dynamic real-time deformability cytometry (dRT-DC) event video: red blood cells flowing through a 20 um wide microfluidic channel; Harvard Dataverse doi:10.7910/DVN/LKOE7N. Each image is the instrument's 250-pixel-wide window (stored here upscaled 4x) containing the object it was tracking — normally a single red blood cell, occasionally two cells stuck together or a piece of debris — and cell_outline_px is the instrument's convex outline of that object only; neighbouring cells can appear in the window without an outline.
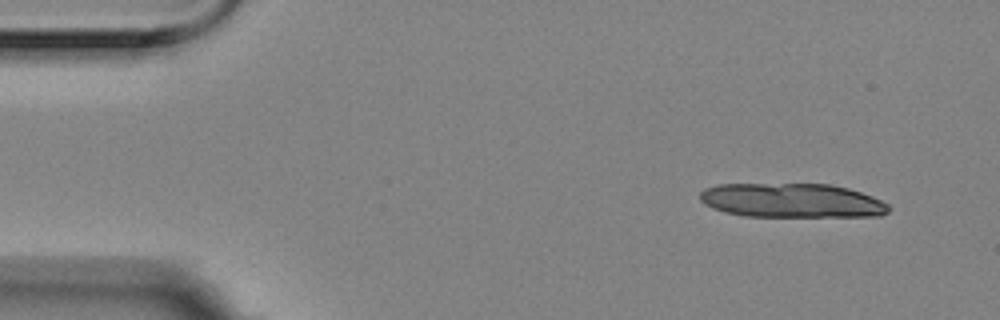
{"species": "Egyptian fruit bat (a non-hibernating species)", "species_latin": "Rousettus aegyptiacus", "temperature_condition": "room temperature", "stored_images_in_passage": 7, "camera_frame_rate_fps": 3000, "um_per_image_px": 0.085, "animal": {"sex": "female"}, "frame": {"image": 1, "passage_image": 1, "time_ms": 0.0, "image_size_px": [1000, 320], "cell_outline_px": [[892, 208], [888, 212], [880, 216], [744, 216], [724, 212], [712, 208], [704, 204], [700, 200], [700, 192], [704, 188], [716, 184], [832, 184], [848, 188], [872, 196], [888, 204]], "centroid_in_image_um": [67.29, 17.04], "position_along_channel_um": 17.7, "area_um2": 37.86}}
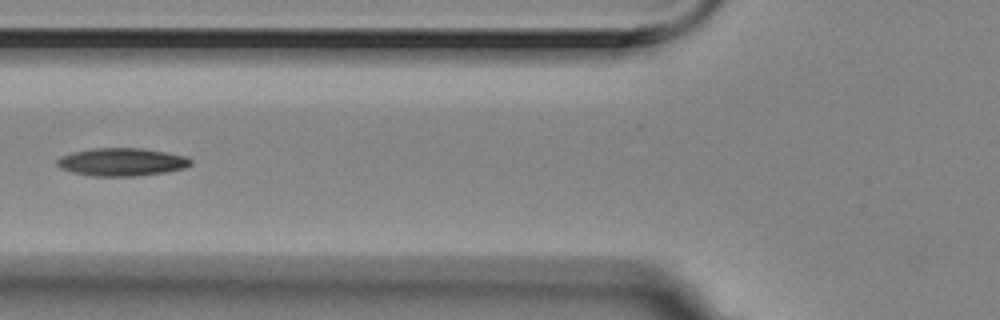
{"frame": {"image": 2, "passage_image": 6, "time_ms": 1.667, "image_size_px": [1000, 320], "cell_outline_px": [[192, 164], [184, 168], [164, 172], [132, 176], [92, 176], [72, 172], [60, 168], [56, 164], [56, 160], [60, 156], [72, 152], [92, 148], [144, 148], [188, 156], [192, 160]], "centroid_in_image_um": [10.34, 13.76], "position_along_channel_um": 115.5, "area_um2": 21.85}}
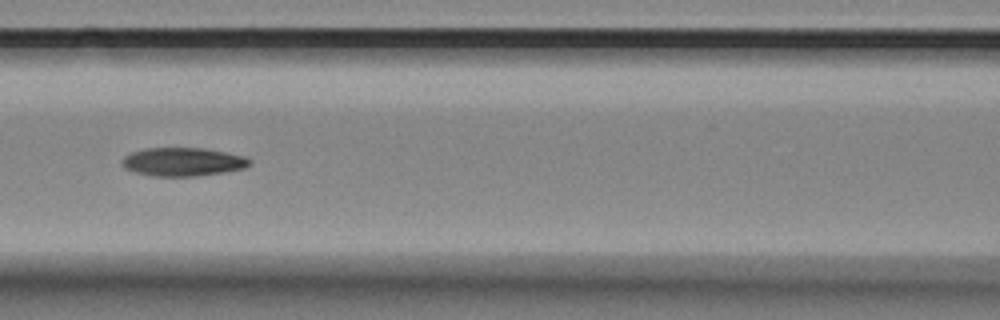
{"frame": {"image": 3, "passage_image": 7, "time_ms": 2.0, "image_size_px": [1000, 320], "cell_outline_px": [[252, 160], [244, 168], [224, 172], [196, 176], [152, 176], [136, 172], [124, 168], [120, 160], [124, 156], [132, 152], [144, 148], [204, 148], [244, 156]], "centroid_in_image_um": [15.51, 13.75], "position_along_channel_um": 151.1, "area_um2": 21.1}}